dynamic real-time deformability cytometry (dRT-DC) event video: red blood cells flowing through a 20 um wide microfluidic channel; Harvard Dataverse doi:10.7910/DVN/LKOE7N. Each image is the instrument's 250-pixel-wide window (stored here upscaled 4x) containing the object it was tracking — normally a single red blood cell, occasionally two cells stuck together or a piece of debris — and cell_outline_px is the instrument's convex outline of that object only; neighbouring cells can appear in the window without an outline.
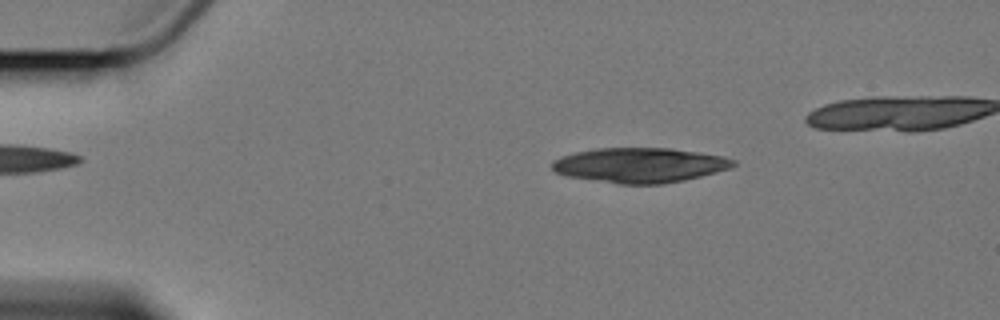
{"species": "Egyptian fruit bat (a non-hibernating species)", "species_latin": "Rousettus aegyptiacus", "temperature_condition": "cold", "stored_images_in_passage": 6, "camera_frame_rate_fps": 3000, "um_per_image_px": 0.085, "animal": {"sex": "female"}, "frame": {"image": 1, "passage_image": 3, "time_ms": 3.0, "image_size_px": [1000, 320], "cell_outline_px": [[736, 164], [732, 168], [684, 180], [664, 184], [616, 184], [568, 176], [556, 172], [552, 168], [552, 160], [560, 156], [576, 152], [596, 148], [672, 148], [724, 156], [736, 160]], "centroid_in_image_um": [54.39, 14.04], "position_along_channel_um": 30.6, "area_um2": 36.99}}